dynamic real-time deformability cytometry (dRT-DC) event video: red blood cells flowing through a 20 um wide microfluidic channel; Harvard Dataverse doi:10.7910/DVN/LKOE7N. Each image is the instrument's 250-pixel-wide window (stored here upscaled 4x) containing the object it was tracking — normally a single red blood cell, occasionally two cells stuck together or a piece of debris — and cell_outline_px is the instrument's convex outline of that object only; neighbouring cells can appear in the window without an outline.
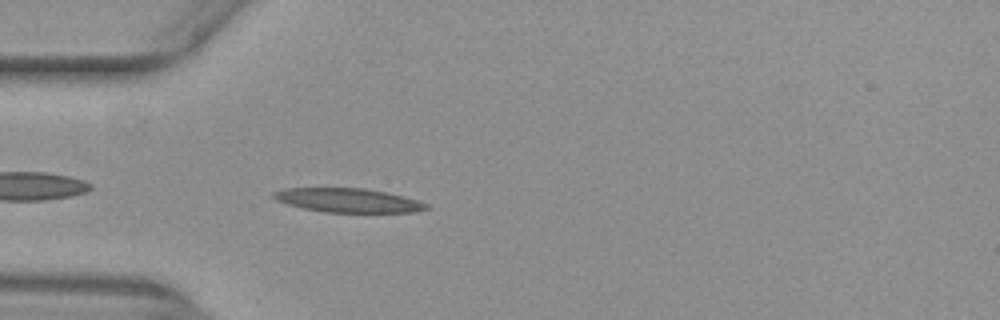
{"species": "common noctule bat (a hibernating species)", "species_latin": "Nyctalus noctula", "temperature_condition": "warm", "stored_images_in_passage": 39, "camera_frame_rate_fps": 3000, "um_per_image_px": 0.085, "animal": {"sex": "female", "body_mass_g": 29.2, "forearm_length_mm": 56.3}, "frame": {"image": 1, "passage_image": 2, "time_ms": 0.333, "image_size_px": [1000, 320], "cell_outline_px": [[428, 208], [412, 212], [324, 212], [304, 208], [288, 204], [276, 200], [272, 196], [272, 192], [284, 188], [364, 188], [388, 192], [404, 196], [428, 204]], "centroid_in_image_um": [29.56, 17.02], "position_along_channel_um": 55.4, "area_um2": 21.27}}
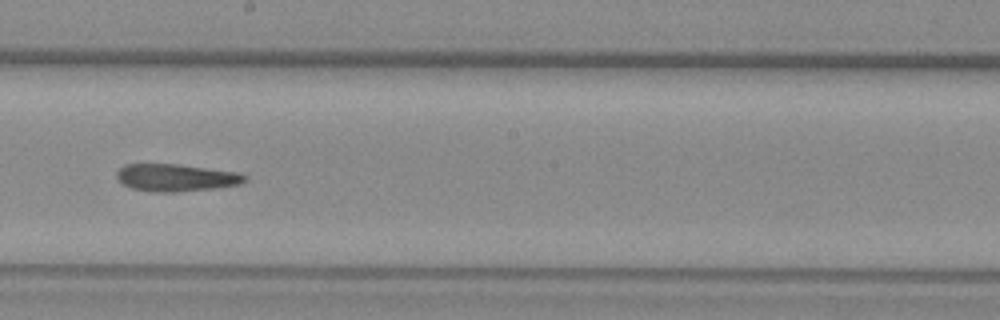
{"frame": {"image": 2, "passage_image": 16, "time_ms": 5.0, "image_size_px": [1000, 320], "cell_outline_px": [[248, 176], [240, 184], [216, 188], [172, 192], [152, 192], [132, 188], [124, 184], [116, 176], [116, 172], [124, 164], [176, 164], [240, 172]], "centroid_in_image_um": [14.97, 15.09], "position_along_channel_um": 233.2, "area_um2": 20.35}}
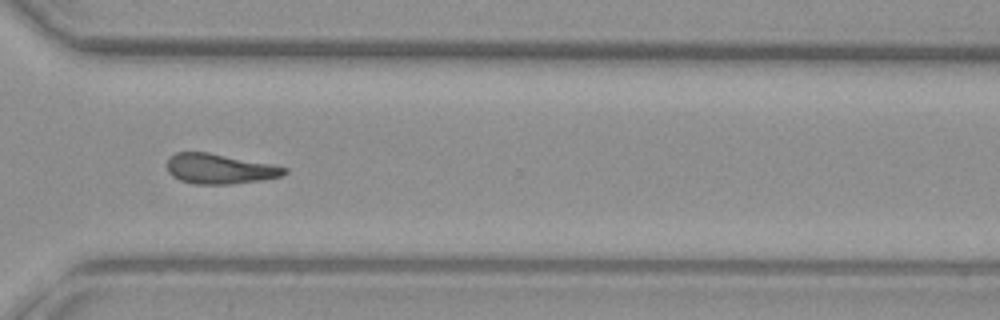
{"frame": {"image": 3, "passage_image": 25, "time_ms": 8.0, "image_size_px": [1000, 320], "cell_outline_px": [[288, 172], [280, 176], [264, 180], [232, 184], [196, 184], [180, 180], [172, 176], [168, 172], [168, 160], [176, 152], [208, 152], [272, 164], [288, 168]], "centroid_in_image_um": [18.7, 14.35], "position_along_channel_um": 351.9, "area_um2": 20.52}, "authors_computed_cell_mechanics": {"area_um2": 20.519, "velocity_mm_per_s": 3.9551, "shape_relaxation_time_tau1_ms": null, "shape_relaxation_time_tau2_ms": 9.6191, "deformation_change_tau1": null, "deformation_change_tau2": 0.2261}}